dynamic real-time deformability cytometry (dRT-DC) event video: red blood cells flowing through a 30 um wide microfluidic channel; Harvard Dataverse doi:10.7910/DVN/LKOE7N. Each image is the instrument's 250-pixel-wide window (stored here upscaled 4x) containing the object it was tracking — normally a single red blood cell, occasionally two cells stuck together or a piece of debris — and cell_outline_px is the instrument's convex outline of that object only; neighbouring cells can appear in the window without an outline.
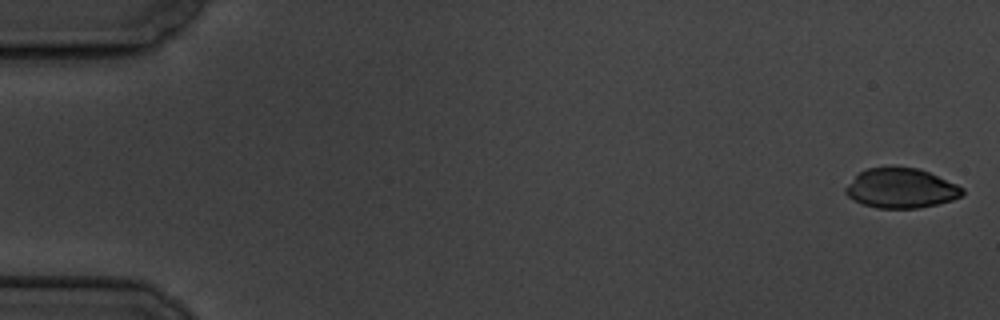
{"species": "common noctule bat (a hibernating species)", "species_latin": "Nyctalus noctula", "temperature_condition": "cold", "stored_images_in_passage": 55, "camera_frame_rate_fps": 3000, "um_per_image_px": 0.085, "animal": {"sex": "male", "body_mass_g": 19.5, "forearm_length_mm": 54.6}, "frame": {"image": 1, "passage_image": 1, "time_ms": 0.0, "image_size_px": [1000, 320], "cell_outline_px": [[964, 192], [960, 196], [952, 200], [936, 204], [916, 208], [876, 208], [864, 204], [848, 196], [844, 192], [844, 188], [860, 172], [868, 168], [920, 168], [956, 184], [964, 188]], "centroid_in_image_um": [76.6, 16.01], "position_along_channel_um": 8.4, "area_um2": 26.59}}
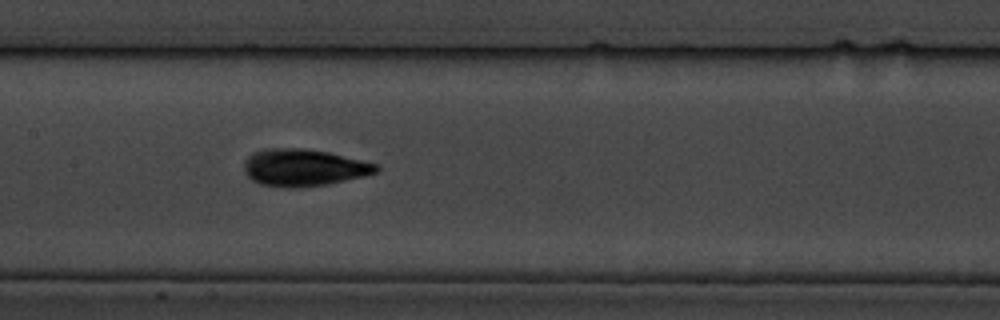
{"frame": {"image": 2, "passage_image": 28, "time_ms": 9.0, "image_size_px": [1000, 320], "cell_outline_px": [[380, 168], [376, 172], [364, 176], [328, 184], [292, 188], [288, 188], [260, 184], [252, 180], [244, 172], [244, 160], [248, 156], [256, 152], [268, 148], [304, 148], [328, 152], [380, 164]], "centroid_in_image_um": [25.83, 14.24], "position_along_channel_um": 181.6, "area_um2": 28.61}}
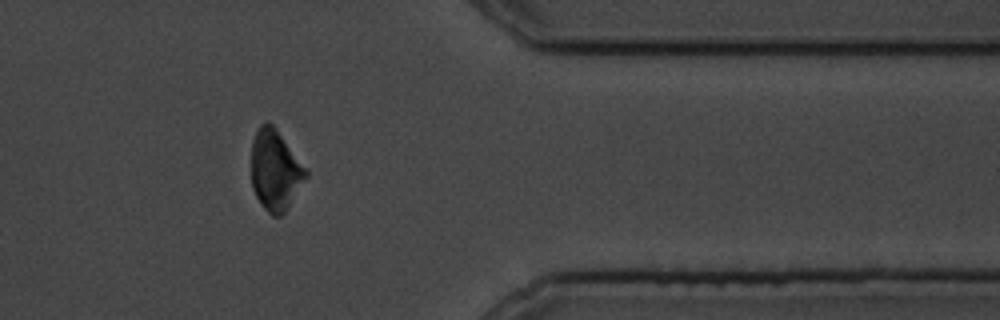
{"frame": {"image": 3, "passage_image": 47, "time_ms": 15.333, "image_size_px": [1000, 320], "cell_outline_px": [[308, 176], [288, 208], [280, 216], [272, 216], [264, 208], [256, 196], [252, 188], [252, 140], [260, 124], [268, 120], [272, 124], [308, 172]], "centroid_in_image_um": [23.38, 14.49], "position_along_channel_um": 388.0, "area_um2": 25.26}, "authors_computed_cell_mechanics": {"area_um2": 27.2816, "velocity_mm_per_s": 3.5054, "shape_relaxation_time_tau1_ms": 3.6889, "shape_relaxation_time_tau2_ms": 1.6067, "deformation_change_tau1": 0.0924, "deformation_change_tau2": 0.0501}}